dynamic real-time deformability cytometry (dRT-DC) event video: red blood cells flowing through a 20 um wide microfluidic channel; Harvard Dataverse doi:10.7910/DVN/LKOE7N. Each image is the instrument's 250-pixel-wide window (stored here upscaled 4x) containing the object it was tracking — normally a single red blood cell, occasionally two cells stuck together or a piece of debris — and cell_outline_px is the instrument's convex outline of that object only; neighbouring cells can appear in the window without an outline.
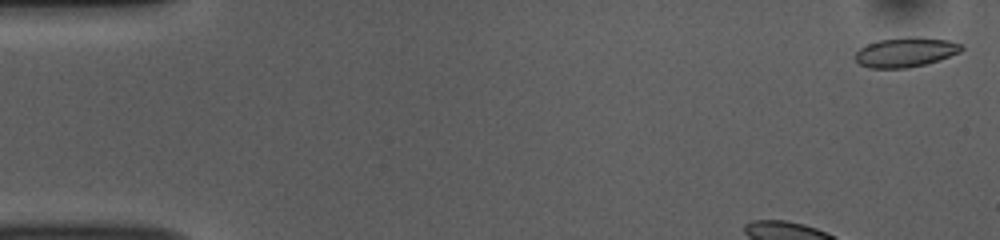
{"species": "common noctule bat (a hibernating species)", "species_latin": "Nyctalus noctula", "temperature_condition": "room temperature", "stored_images_in_passage": 51, "camera_frame_rate_fps": 3000, "um_per_image_px": 0.085, "animal": {"sex": "female", "body_mass_g": 10.0, "forearm_length_mm": 53.1}, "frame": {"image": 1, "passage_image": 1, "time_ms": 0.0, "image_size_px": [1000, 240], "cell_outline_px": [[964, 48], [960, 52], [924, 64], [904, 68], [868, 68], [860, 64], [856, 60], [856, 52], [860, 48], [868, 44], [880, 40], [908, 36], [916, 36], [948, 40], [960, 44]], "centroid_in_image_um": [76.96, 4.42], "position_along_channel_um": 8.0, "area_um2": 18.09}}
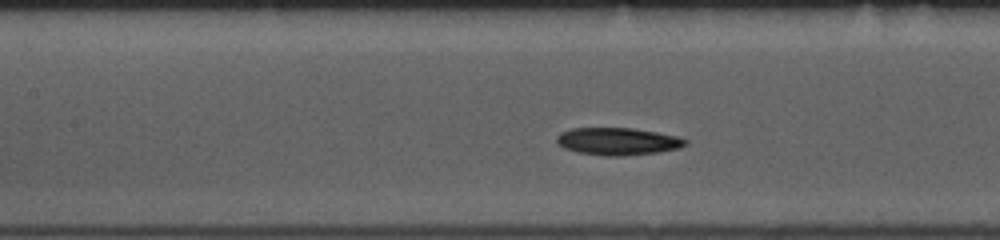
{"frame": {"image": 2, "passage_image": 20, "time_ms": 6.333, "image_size_px": [1000, 240], "cell_outline_px": [[688, 144], [680, 148], [660, 152], [624, 156], [608, 156], [576, 152], [564, 148], [556, 144], [556, 136], [560, 132], [572, 128], [632, 128], [656, 132], [676, 136], [688, 140]], "centroid_in_image_um": [52.49, 12.02], "position_along_channel_um": 154.9, "area_um2": 20.75}}
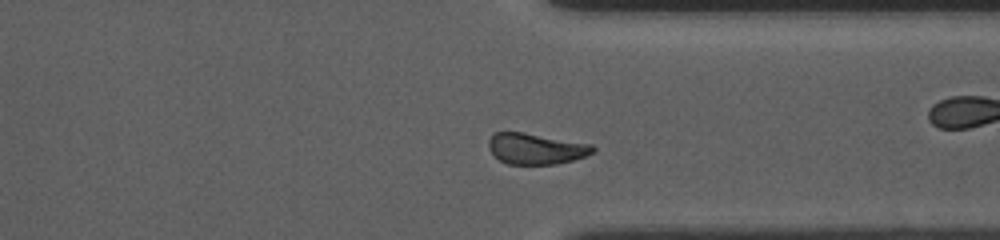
{"frame": {"image": 3, "passage_image": 37, "time_ms": 12.0, "image_size_px": [1000, 240], "cell_outline_px": [[596, 152], [572, 160], [556, 164], [508, 164], [500, 160], [488, 148], [488, 140], [496, 132], [524, 132], [592, 144], [596, 148]], "centroid_in_image_um": [45.58, 12.63], "position_along_channel_um": 365.8, "area_um2": 18.79}, "authors_computed_cell_mechanics": {"area_um2": 19.8254, "velocity_mm_per_s": 3.7388, "shape_relaxation_time_tau1_ms": 3.5934, "shape_relaxation_time_tau2_ms": null, "deformation_change_tau1": 0.1101, "deformation_change_tau2": null}}